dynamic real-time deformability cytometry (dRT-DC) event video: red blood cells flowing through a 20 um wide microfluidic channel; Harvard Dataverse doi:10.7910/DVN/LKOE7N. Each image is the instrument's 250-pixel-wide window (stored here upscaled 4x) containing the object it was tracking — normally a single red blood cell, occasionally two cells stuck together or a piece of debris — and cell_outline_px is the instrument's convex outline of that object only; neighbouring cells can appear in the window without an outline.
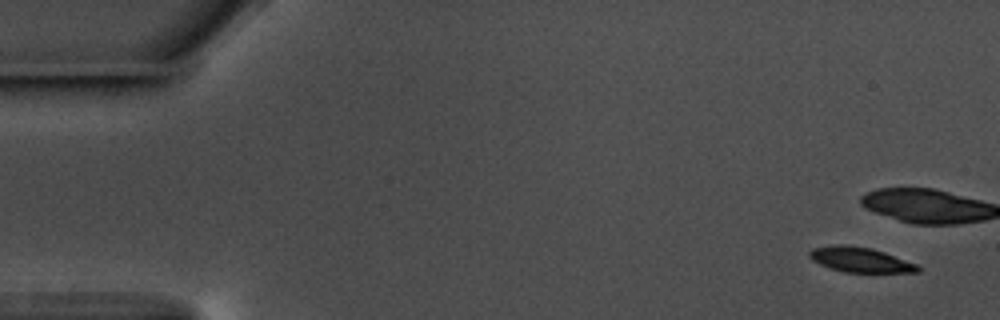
{"species": "common noctule bat (a hibernating species)", "species_latin": "Nyctalus noctula", "temperature_condition": "warm", "stored_images_in_passage": 13, "camera_frame_rate_fps": 3000, "um_per_image_px": 0.085, "animal": {"sex": "male", "body_mass_g": 17.5, "forearm_length_mm": 52.3}, "frame": {"image": 1, "passage_image": 1, "time_ms": 0.0, "image_size_px": [1000, 320], "cell_outline_px": [[920, 272], [844, 272], [820, 264], [812, 260], [808, 256], [808, 252], [812, 248], [832, 244], [848, 244], [872, 248], [884, 252], [916, 264], [920, 268]], "centroid_in_image_um": [73.07, 22.05], "position_along_channel_um": 11.9, "area_um2": 15.78}}